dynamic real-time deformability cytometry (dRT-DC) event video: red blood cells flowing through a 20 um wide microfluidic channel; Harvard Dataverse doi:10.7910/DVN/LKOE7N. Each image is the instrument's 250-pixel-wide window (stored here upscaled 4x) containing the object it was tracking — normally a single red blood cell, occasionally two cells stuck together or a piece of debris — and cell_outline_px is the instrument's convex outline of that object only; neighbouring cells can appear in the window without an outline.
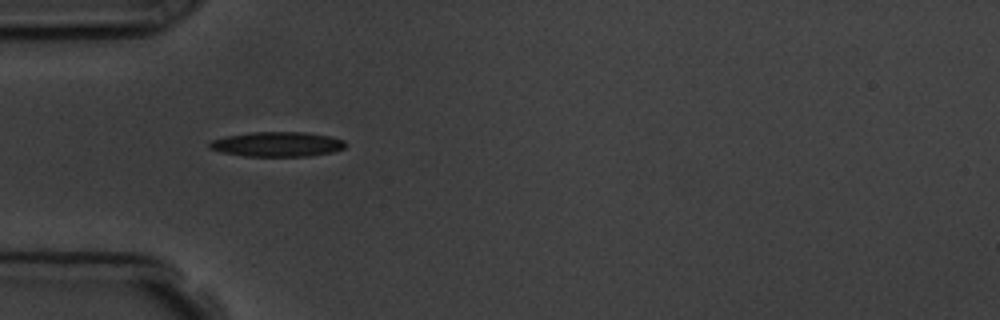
{"species": "common noctule bat (a hibernating species)", "species_latin": "Nyctalus noctula", "temperature_condition": "room temperature", "stored_images_in_passage": 10, "camera_frame_rate_fps": 3000, "um_per_image_px": 0.085, "animal": {"sex": "male", "body_mass_g": 19.5, "forearm_length_mm": 54.6}, "frame": {"image": 1, "passage_image": 6, "time_ms": 5.667, "image_size_px": [1000, 320], "cell_outline_px": [[348, 144], [344, 148], [332, 152], [308, 156], [244, 156], [220, 152], [208, 148], [208, 144], [212, 140], [228, 136], [252, 132], [304, 132], [332, 136], [344, 140]], "centroid_in_image_um": [23.58, 12.26], "position_along_channel_um": 61.4, "area_um2": 19.71}}